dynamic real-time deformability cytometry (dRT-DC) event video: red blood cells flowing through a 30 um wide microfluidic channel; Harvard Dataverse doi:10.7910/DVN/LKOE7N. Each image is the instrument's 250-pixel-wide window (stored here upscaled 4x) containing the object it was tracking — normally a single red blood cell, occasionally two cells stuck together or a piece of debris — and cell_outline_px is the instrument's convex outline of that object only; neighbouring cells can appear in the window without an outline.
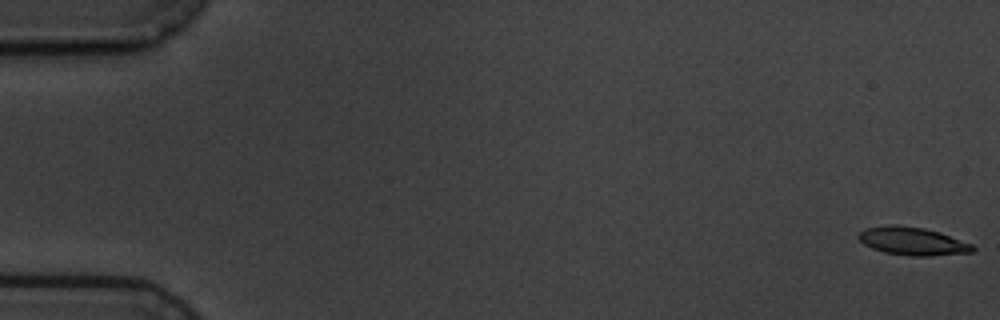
{"species": "common noctule bat (a hibernating species)", "species_latin": "Nyctalus noctula", "temperature_condition": "cold", "stored_images_in_passage": 5, "camera_frame_rate_fps": 3000, "um_per_image_px": 0.085, "animal": {"sex": "male", "body_mass_g": 19.5, "forearm_length_mm": 54.6}, "frame": {"image": 1, "passage_image": 1, "time_ms": 0.0, "image_size_px": [1000, 320], "cell_outline_px": [[976, 248], [972, 252], [928, 256], [908, 256], [884, 252], [872, 248], [864, 244], [856, 236], [864, 228], [888, 224], [896, 224], [924, 228], [940, 232], [972, 244]], "centroid_in_image_um": [77.54, 20.49], "position_along_channel_um": 7.5, "area_um2": 18.79}}
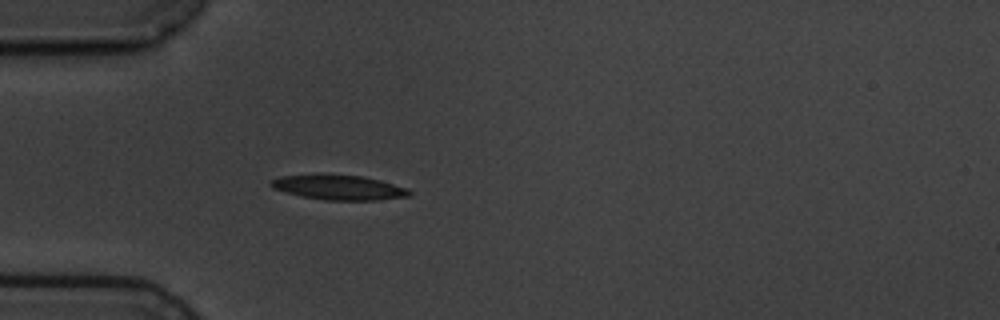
{"frame": {"image": 2, "passage_image": 5, "time_ms": 5.333, "image_size_px": [1000, 320], "cell_outline_px": [[412, 192], [408, 196], [376, 200], [324, 200], [304, 196], [272, 188], [268, 184], [272, 180], [280, 176], [316, 172], [320, 172], [360, 176], [380, 180], [408, 188]], "centroid_in_image_um": [28.75, 15.89], "position_along_channel_um": 56.2, "area_um2": 20.4}}